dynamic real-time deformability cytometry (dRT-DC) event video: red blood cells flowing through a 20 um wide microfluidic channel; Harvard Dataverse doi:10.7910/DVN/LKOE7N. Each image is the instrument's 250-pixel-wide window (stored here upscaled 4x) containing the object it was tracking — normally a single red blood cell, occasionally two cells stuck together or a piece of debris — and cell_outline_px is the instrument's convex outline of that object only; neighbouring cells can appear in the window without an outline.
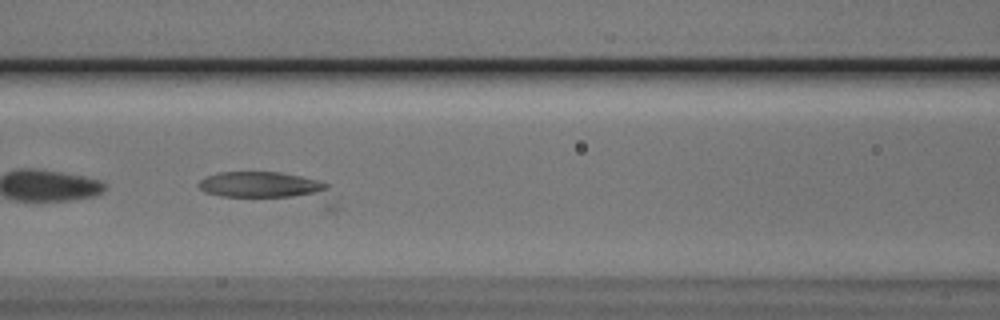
{"species": "Egyptian fruit bat (a non-hibernating species)", "species_latin": "Rousettus aegyptiacus", "temperature_condition": "cold", "stored_images_in_passage": 47, "camera_frame_rate_fps": 3000, "um_per_image_px": 0.085, "animal": {"sex": "male"}, "frame": {"image": 1, "passage_image": 12, "time_ms": 3.667, "image_size_px": [1000, 320], "cell_outline_px": [[340, 208], [336, 212], [328, 212], [220, 196], [204, 192], [196, 184], [204, 176], [220, 172], [280, 172], [300, 176], [316, 180], [328, 184]], "centroid_in_image_um": [23.11, 16.1], "position_along_channel_um": 143.5, "area_um2": 27.22}}